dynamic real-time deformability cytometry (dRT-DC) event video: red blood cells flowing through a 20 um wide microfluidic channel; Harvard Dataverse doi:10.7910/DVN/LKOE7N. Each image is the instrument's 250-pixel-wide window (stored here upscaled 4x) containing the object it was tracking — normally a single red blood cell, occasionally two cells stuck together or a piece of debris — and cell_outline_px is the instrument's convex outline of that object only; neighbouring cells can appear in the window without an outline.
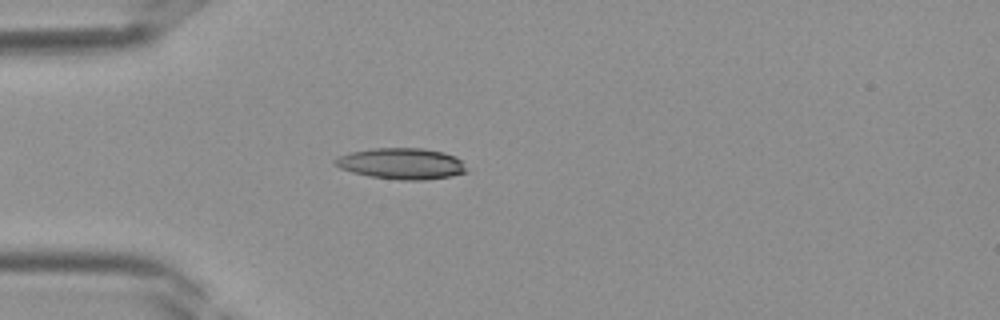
{"species": "Egyptian fruit bat (a non-hibernating species)", "species_latin": "Rousettus aegyptiacus", "temperature_condition": "room temperature", "stored_images_in_passage": 33, "camera_frame_rate_fps": 3000, "um_per_image_px": 0.085, "frame": {"image": 1, "passage_image": 5, "time_ms": 1.333, "image_size_px": [1000, 320], "cell_outline_px": [[468, 172], [452, 176], [424, 180], [400, 180], [368, 176], [352, 172], [340, 168], [332, 160], [336, 156], [348, 152], [372, 148], [424, 148], [444, 152], [456, 156], [460, 160]], "centroid_in_image_um": [34.1, 13.9], "position_along_channel_um": 50.9, "area_um2": 24.1}}
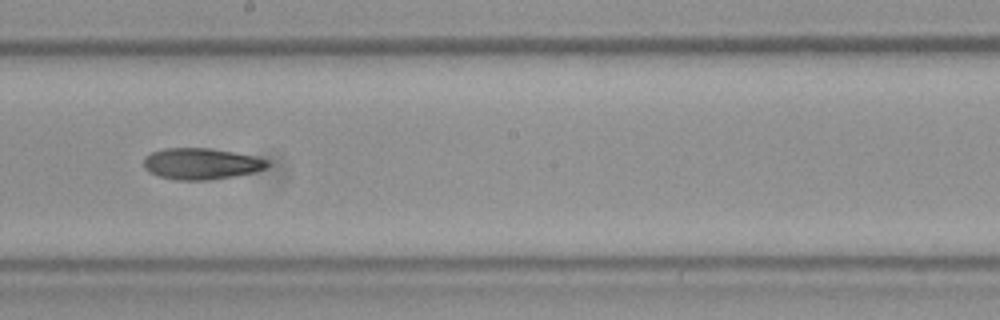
{"frame": {"image": 2, "passage_image": 16, "time_ms": 5.0, "image_size_px": [1000, 320], "cell_outline_px": [[272, 164], [268, 168], [256, 172], [208, 180], [176, 180], [156, 176], [148, 172], [144, 168], [144, 156], [152, 152], [164, 148], [212, 148], [252, 156], [268, 160]], "centroid_in_image_um": [17.09, 13.92], "position_along_channel_um": 231.1, "area_um2": 22.77}}
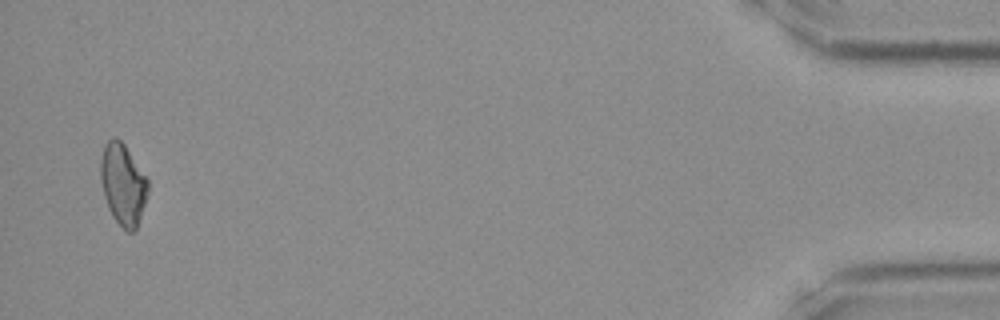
{"frame": {"image": 3, "passage_image": 32, "time_ms": 10.333, "image_size_px": [1000, 320], "cell_outline_px": [[148, 192], [136, 228], [132, 232], [128, 232], [112, 216], [108, 208], [104, 196], [100, 180], [100, 160], [104, 144], [112, 136], [116, 136], [124, 144], [148, 180]], "centroid_in_image_um": [10.42, 15.63], "position_along_channel_um": 424.8, "area_um2": 22.25}}